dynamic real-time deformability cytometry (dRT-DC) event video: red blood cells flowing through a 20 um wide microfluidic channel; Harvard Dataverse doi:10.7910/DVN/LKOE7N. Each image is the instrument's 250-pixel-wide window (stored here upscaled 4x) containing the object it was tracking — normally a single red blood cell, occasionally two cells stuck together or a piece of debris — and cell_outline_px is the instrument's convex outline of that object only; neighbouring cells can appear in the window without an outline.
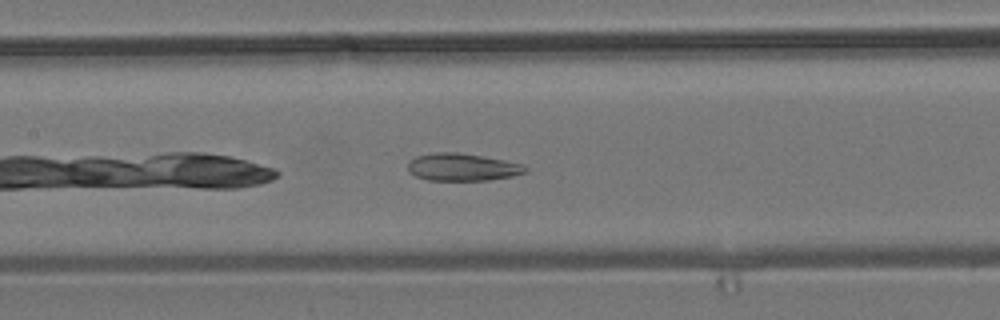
{"species": "common noctule bat (a hibernating species)", "species_latin": "Nyctalus noctula", "temperature_condition": "room temperature", "stored_images_in_passage": 14, "camera_frame_rate_fps": 3000, "um_per_image_px": 0.085, "animal": {"sex": "male", "body_mass_g": 19.2, "forearm_length_mm": 51.8}, "frame": {"image": 1, "passage_image": 10, "time_ms": 3.0, "image_size_px": [1000, 320], "cell_outline_px": [[528, 172], [512, 176], [488, 180], [428, 180], [416, 176], [408, 172], [408, 160], [416, 156], [436, 152], [456, 152], [504, 160], [520, 164], [528, 168]], "centroid_in_image_um": [39.27, 14.21], "position_along_channel_um": 168.1, "area_um2": 18.73}}
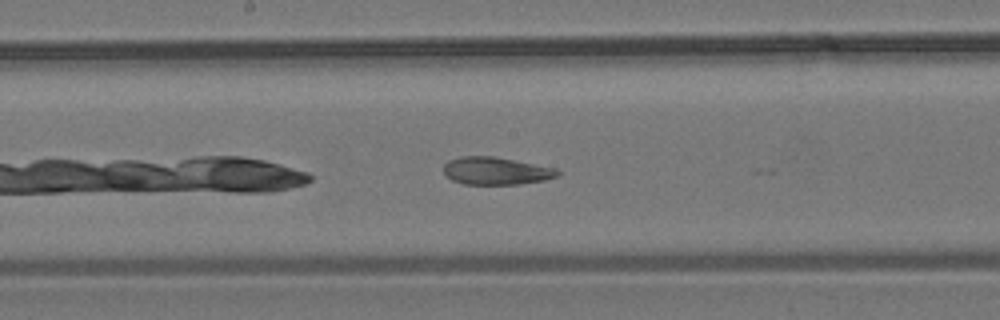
{"frame": {"image": 2, "passage_image": 13, "time_ms": 4.0, "image_size_px": [1000, 320], "cell_outline_px": [[560, 176], [544, 180], [520, 184], [464, 184], [452, 180], [444, 176], [444, 164], [448, 160], [460, 156], [492, 156], [556, 168], [560, 172]], "centroid_in_image_um": [42.14, 14.53], "position_along_channel_um": 206.1, "area_um2": 18.38}}